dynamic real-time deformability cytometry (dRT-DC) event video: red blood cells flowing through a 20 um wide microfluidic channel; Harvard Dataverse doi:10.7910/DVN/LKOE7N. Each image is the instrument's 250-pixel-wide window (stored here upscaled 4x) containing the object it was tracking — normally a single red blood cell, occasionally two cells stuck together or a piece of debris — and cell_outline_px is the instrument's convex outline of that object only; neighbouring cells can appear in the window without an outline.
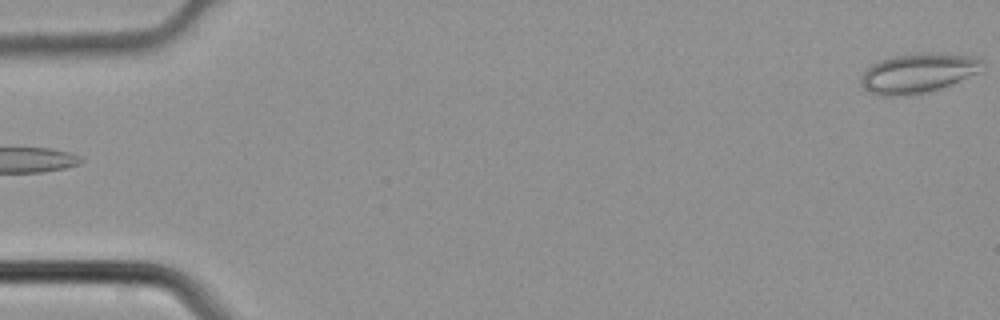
{"species": "common noctule bat (a hibernating species)", "species_latin": "Nyctalus noctula", "temperature_condition": "cold", "stored_images_in_passage": 3, "camera_frame_rate_fps": 3000, "um_per_image_px": 0.085, "animal": {"sex": "male", "body_mass_g": 21.5, "forearm_length_mm": 52.0}, "frame": {"image": 1, "passage_image": 3, "time_ms": 0.667, "image_size_px": [1000, 320], "cell_outline_px": [[984, 60], [980, 72], [940, 88], [912, 96], [880, 96], [872, 92], [860, 84], [860, 80], [864, 72], [872, 64], [880, 60], [892, 56], [916, 52], [940, 52], [972, 56]], "centroid_in_image_um": [78.05, 6.19], "position_along_channel_um": 7.0, "area_um2": 28.26}}